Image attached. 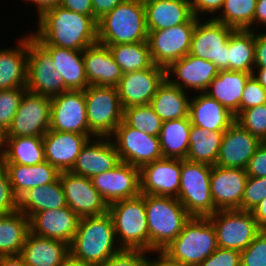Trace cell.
Returning a JSON list of instances; mask_svg holds the SVG:
<instances>
[{"label":"cell","instance_id":"83f0119b","mask_svg":"<svg viewBox=\"0 0 266 266\" xmlns=\"http://www.w3.org/2000/svg\"><path fill=\"white\" fill-rule=\"evenodd\" d=\"M193 97L190 98L188 112L192 125L211 131H225L235 122V115L205 92Z\"/></svg>","mask_w":266,"mask_h":266},{"label":"cell","instance_id":"2e32d148","mask_svg":"<svg viewBox=\"0 0 266 266\" xmlns=\"http://www.w3.org/2000/svg\"><path fill=\"white\" fill-rule=\"evenodd\" d=\"M166 78V68L155 64L144 70L123 74L117 86L122 108L150 104Z\"/></svg>","mask_w":266,"mask_h":266},{"label":"cell","instance_id":"f6af8a7d","mask_svg":"<svg viewBox=\"0 0 266 266\" xmlns=\"http://www.w3.org/2000/svg\"><path fill=\"white\" fill-rule=\"evenodd\" d=\"M27 88L0 90V127L7 132Z\"/></svg>","mask_w":266,"mask_h":266},{"label":"cell","instance_id":"11a10c76","mask_svg":"<svg viewBox=\"0 0 266 266\" xmlns=\"http://www.w3.org/2000/svg\"><path fill=\"white\" fill-rule=\"evenodd\" d=\"M255 62L254 68L266 67V32L255 31Z\"/></svg>","mask_w":266,"mask_h":266},{"label":"cell","instance_id":"9f6ffc18","mask_svg":"<svg viewBox=\"0 0 266 266\" xmlns=\"http://www.w3.org/2000/svg\"><path fill=\"white\" fill-rule=\"evenodd\" d=\"M59 5L83 15L93 16L91 0H60Z\"/></svg>","mask_w":266,"mask_h":266},{"label":"cell","instance_id":"5bb4252c","mask_svg":"<svg viewBox=\"0 0 266 266\" xmlns=\"http://www.w3.org/2000/svg\"><path fill=\"white\" fill-rule=\"evenodd\" d=\"M196 23H184L168 29L148 31V45L155 65L168 68L189 54Z\"/></svg>","mask_w":266,"mask_h":266},{"label":"cell","instance_id":"4fadbf2b","mask_svg":"<svg viewBox=\"0 0 266 266\" xmlns=\"http://www.w3.org/2000/svg\"><path fill=\"white\" fill-rule=\"evenodd\" d=\"M51 123V98L26 91L6 137L43 136Z\"/></svg>","mask_w":266,"mask_h":266},{"label":"cell","instance_id":"d4e9b609","mask_svg":"<svg viewBox=\"0 0 266 266\" xmlns=\"http://www.w3.org/2000/svg\"><path fill=\"white\" fill-rule=\"evenodd\" d=\"M89 139L85 134L49 129L43 135L45 160L59 172L70 171Z\"/></svg>","mask_w":266,"mask_h":266},{"label":"cell","instance_id":"8992f818","mask_svg":"<svg viewBox=\"0 0 266 266\" xmlns=\"http://www.w3.org/2000/svg\"><path fill=\"white\" fill-rule=\"evenodd\" d=\"M121 249L149 251L145 194L108 205Z\"/></svg>","mask_w":266,"mask_h":266},{"label":"cell","instance_id":"a7ac6f4b","mask_svg":"<svg viewBox=\"0 0 266 266\" xmlns=\"http://www.w3.org/2000/svg\"><path fill=\"white\" fill-rule=\"evenodd\" d=\"M137 1L145 3V2L150 1V0H137Z\"/></svg>","mask_w":266,"mask_h":266},{"label":"cell","instance_id":"be15d7a7","mask_svg":"<svg viewBox=\"0 0 266 266\" xmlns=\"http://www.w3.org/2000/svg\"><path fill=\"white\" fill-rule=\"evenodd\" d=\"M0 266H28L20 255L0 256Z\"/></svg>","mask_w":266,"mask_h":266},{"label":"cell","instance_id":"b9f144b4","mask_svg":"<svg viewBox=\"0 0 266 266\" xmlns=\"http://www.w3.org/2000/svg\"><path fill=\"white\" fill-rule=\"evenodd\" d=\"M257 0H224L218 16L213 19L236 29L247 30L254 20Z\"/></svg>","mask_w":266,"mask_h":266},{"label":"cell","instance_id":"4dcf8cb0","mask_svg":"<svg viewBox=\"0 0 266 266\" xmlns=\"http://www.w3.org/2000/svg\"><path fill=\"white\" fill-rule=\"evenodd\" d=\"M251 75L244 72L219 70L205 93L221 103L236 117L240 113L245 84Z\"/></svg>","mask_w":266,"mask_h":266},{"label":"cell","instance_id":"8fae6325","mask_svg":"<svg viewBox=\"0 0 266 266\" xmlns=\"http://www.w3.org/2000/svg\"><path fill=\"white\" fill-rule=\"evenodd\" d=\"M208 218L215 228L217 244L221 248L242 251L261 231L252 212L244 210H218Z\"/></svg>","mask_w":266,"mask_h":266},{"label":"cell","instance_id":"277c9868","mask_svg":"<svg viewBox=\"0 0 266 266\" xmlns=\"http://www.w3.org/2000/svg\"><path fill=\"white\" fill-rule=\"evenodd\" d=\"M149 250H163L192 217L175 197L145 195Z\"/></svg>","mask_w":266,"mask_h":266},{"label":"cell","instance_id":"03108f58","mask_svg":"<svg viewBox=\"0 0 266 266\" xmlns=\"http://www.w3.org/2000/svg\"><path fill=\"white\" fill-rule=\"evenodd\" d=\"M6 145V131L0 127V160L3 158Z\"/></svg>","mask_w":266,"mask_h":266},{"label":"cell","instance_id":"836d02e7","mask_svg":"<svg viewBox=\"0 0 266 266\" xmlns=\"http://www.w3.org/2000/svg\"><path fill=\"white\" fill-rule=\"evenodd\" d=\"M66 206V197L59 177L52 183L28 190L18 199V210L29 219L40 211Z\"/></svg>","mask_w":266,"mask_h":266},{"label":"cell","instance_id":"91938a15","mask_svg":"<svg viewBox=\"0 0 266 266\" xmlns=\"http://www.w3.org/2000/svg\"><path fill=\"white\" fill-rule=\"evenodd\" d=\"M261 24L266 28V0H257L253 24L247 30L255 31L254 26Z\"/></svg>","mask_w":266,"mask_h":266},{"label":"cell","instance_id":"db71d44e","mask_svg":"<svg viewBox=\"0 0 266 266\" xmlns=\"http://www.w3.org/2000/svg\"><path fill=\"white\" fill-rule=\"evenodd\" d=\"M223 2L224 0H190L192 13L198 19L202 18V13L212 14L209 18L213 19V16H217V12L221 11Z\"/></svg>","mask_w":266,"mask_h":266},{"label":"cell","instance_id":"60d3db41","mask_svg":"<svg viewBox=\"0 0 266 266\" xmlns=\"http://www.w3.org/2000/svg\"><path fill=\"white\" fill-rule=\"evenodd\" d=\"M108 47L123 74L144 70L154 65L148 42L115 44Z\"/></svg>","mask_w":266,"mask_h":266},{"label":"cell","instance_id":"d6986e66","mask_svg":"<svg viewBox=\"0 0 266 266\" xmlns=\"http://www.w3.org/2000/svg\"><path fill=\"white\" fill-rule=\"evenodd\" d=\"M182 159L162 158L140 168V192L145 195L177 198Z\"/></svg>","mask_w":266,"mask_h":266},{"label":"cell","instance_id":"6f0895ef","mask_svg":"<svg viewBox=\"0 0 266 266\" xmlns=\"http://www.w3.org/2000/svg\"><path fill=\"white\" fill-rule=\"evenodd\" d=\"M123 1L124 0H91L94 18L98 21Z\"/></svg>","mask_w":266,"mask_h":266},{"label":"cell","instance_id":"5b68a950","mask_svg":"<svg viewBox=\"0 0 266 266\" xmlns=\"http://www.w3.org/2000/svg\"><path fill=\"white\" fill-rule=\"evenodd\" d=\"M217 248L216 231L209 218L191 217L163 250L185 266H198Z\"/></svg>","mask_w":266,"mask_h":266},{"label":"cell","instance_id":"7dc6e473","mask_svg":"<svg viewBox=\"0 0 266 266\" xmlns=\"http://www.w3.org/2000/svg\"><path fill=\"white\" fill-rule=\"evenodd\" d=\"M266 198V177H248L240 210L251 212Z\"/></svg>","mask_w":266,"mask_h":266},{"label":"cell","instance_id":"bcb514c9","mask_svg":"<svg viewBox=\"0 0 266 266\" xmlns=\"http://www.w3.org/2000/svg\"><path fill=\"white\" fill-rule=\"evenodd\" d=\"M241 266H266V230H261L251 244L240 251Z\"/></svg>","mask_w":266,"mask_h":266},{"label":"cell","instance_id":"7402d4cb","mask_svg":"<svg viewBox=\"0 0 266 266\" xmlns=\"http://www.w3.org/2000/svg\"><path fill=\"white\" fill-rule=\"evenodd\" d=\"M262 141L236 121L224 131L216 165L245 169Z\"/></svg>","mask_w":266,"mask_h":266},{"label":"cell","instance_id":"e7e4bbea","mask_svg":"<svg viewBox=\"0 0 266 266\" xmlns=\"http://www.w3.org/2000/svg\"><path fill=\"white\" fill-rule=\"evenodd\" d=\"M261 86L266 90V67L265 68H254L252 74Z\"/></svg>","mask_w":266,"mask_h":266},{"label":"cell","instance_id":"30bf717a","mask_svg":"<svg viewBox=\"0 0 266 266\" xmlns=\"http://www.w3.org/2000/svg\"><path fill=\"white\" fill-rule=\"evenodd\" d=\"M235 29L215 19L196 18L189 54L228 70V39Z\"/></svg>","mask_w":266,"mask_h":266},{"label":"cell","instance_id":"89a4df30","mask_svg":"<svg viewBox=\"0 0 266 266\" xmlns=\"http://www.w3.org/2000/svg\"><path fill=\"white\" fill-rule=\"evenodd\" d=\"M262 142H263L264 144H266V137L262 140Z\"/></svg>","mask_w":266,"mask_h":266},{"label":"cell","instance_id":"c3c4849f","mask_svg":"<svg viewBox=\"0 0 266 266\" xmlns=\"http://www.w3.org/2000/svg\"><path fill=\"white\" fill-rule=\"evenodd\" d=\"M18 210V199L12 191L6 166L0 160V215H7Z\"/></svg>","mask_w":266,"mask_h":266},{"label":"cell","instance_id":"74e56055","mask_svg":"<svg viewBox=\"0 0 266 266\" xmlns=\"http://www.w3.org/2000/svg\"><path fill=\"white\" fill-rule=\"evenodd\" d=\"M191 125L189 117L163 121L159 134L163 158L186 159Z\"/></svg>","mask_w":266,"mask_h":266},{"label":"cell","instance_id":"ffe728a7","mask_svg":"<svg viewBox=\"0 0 266 266\" xmlns=\"http://www.w3.org/2000/svg\"><path fill=\"white\" fill-rule=\"evenodd\" d=\"M218 72L219 69L211 61L187 54L166 69V76L173 85L187 93L189 89L202 93Z\"/></svg>","mask_w":266,"mask_h":266},{"label":"cell","instance_id":"6da1fadb","mask_svg":"<svg viewBox=\"0 0 266 266\" xmlns=\"http://www.w3.org/2000/svg\"><path fill=\"white\" fill-rule=\"evenodd\" d=\"M37 20V31L31 35L42 46L83 51L98 42V21L94 16L83 15L58 5Z\"/></svg>","mask_w":266,"mask_h":266},{"label":"cell","instance_id":"7c38bea8","mask_svg":"<svg viewBox=\"0 0 266 266\" xmlns=\"http://www.w3.org/2000/svg\"><path fill=\"white\" fill-rule=\"evenodd\" d=\"M121 162L141 168L163 158L159 136L149 135L122 121L110 136Z\"/></svg>","mask_w":266,"mask_h":266},{"label":"cell","instance_id":"94428289","mask_svg":"<svg viewBox=\"0 0 266 266\" xmlns=\"http://www.w3.org/2000/svg\"><path fill=\"white\" fill-rule=\"evenodd\" d=\"M251 212L257 222L258 227L261 230H266V198L262 200Z\"/></svg>","mask_w":266,"mask_h":266},{"label":"cell","instance_id":"1f68e13d","mask_svg":"<svg viewBox=\"0 0 266 266\" xmlns=\"http://www.w3.org/2000/svg\"><path fill=\"white\" fill-rule=\"evenodd\" d=\"M12 191L19 199L28 190L54 182L60 172L46 160L33 166L5 164Z\"/></svg>","mask_w":266,"mask_h":266},{"label":"cell","instance_id":"ab89813d","mask_svg":"<svg viewBox=\"0 0 266 266\" xmlns=\"http://www.w3.org/2000/svg\"><path fill=\"white\" fill-rule=\"evenodd\" d=\"M223 134L224 131H211L191 125L186 159L211 166L216 165Z\"/></svg>","mask_w":266,"mask_h":266},{"label":"cell","instance_id":"6125c7cd","mask_svg":"<svg viewBox=\"0 0 266 266\" xmlns=\"http://www.w3.org/2000/svg\"><path fill=\"white\" fill-rule=\"evenodd\" d=\"M28 3L34 4L37 8L38 18L42 16L46 11L54 9L59 5L60 0H25Z\"/></svg>","mask_w":266,"mask_h":266},{"label":"cell","instance_id":"cb8c5ba5","mask_svg":"<svg viewBox=\"0 0 266 266\" xmlns=\"http://www.w3.org/2000/svg\"><path fill=\"white\" fill-rule=\"evenodd\" d=\"M80 217L68 206L43 210L30 218V232L34 235L71 244Z\"/></svg>","mask_w":266,"mask_h":266},{"label":"cell","instance_id":"d590c367","mask_svg":"<svg viewBox=\"0 0 266 266\" xmlns=\"http://www.w3.org/2000/svg\"><path fill=\"white\" fill-rule=\"evenodd\" d=\"M30 232V219L20 210L0 215V256L20 255Z\"/></svg>","mask_w":266,"mask_h":266},{"label":"cell","instance_id":"681fc988","mask_svg":"<svg viewBox=\"0 0 266 266\" xmlns=\"http://www.w3.org/2000/svg\"><path fill=\"white\" fill-rule=\"evenodd\" d=\"M151 253L144 250L122 249L112 255L103 263L95 266H147V254Z\"/></svg>","mask_w":266,"mask_h":266},{"label":"cell","instance_id":"8d00e7d4","mask_svg":"<svg viewBox=\"0 0 266 266\" xmlns=\"http://www.w3.org/2000/svg\"><path fill=\"white\" fill-rule=\"evenodd\" d=\"M255 31L236 29L228 39V70L253 74Z\"/></svg>","mask_w":266,"mask_h":266},{"label":"cell","instance_id":"7a4b0ae2","mask_svg":"<svg viewBox=\"0 0 266 266\" xmlns=\"http://www.w3.org/2000/svg\"><path fill=\"white\" fill-rule=\"evenodd\" d=\"M69 249L72 260L89 266L101 264L121 251L111 215L107 212L99 216L80 217Z\"/></svg>","mask_w":266,"mask_h":266},{"label":"cell","instance_id":"f35d334b","mask_svg":"<svg viewBox=\"0 0 266 266\" xmlns=\"http://www.w3.org/2000/svg\"><path fill=\"white\" fill-rule=\"evenodd\" d=\"M4 164L33 166L45 161L43 136L6 137Z\"/></svg>","mask_w":266,"mask_h":266},{"label":"cell","instance_id":"f1b7e54d","mask_svg":"<svg viewBox=\"0 0 266 266\" xmlns=\"http://www.w3.org/2000/svg\"><path fill=\"white\" fill-rule=\"evenodd\" d=\"M20 256L28 266H61L70 258L69 244L29 232Z\"/></svg>","mask_w":266,"mask_h":266},{"label":"cell","instance_id":"603a6c76","mask_svg":"<svg viewBox=\"0 0 266 266\" xmlns=\"http://www.w3.org/2000/svg\"><path fill=\"white\" fill-rule=\"evenodd\" d=\"M120 162L110 137H94L83 146L70 172L91 179L113 169Z\"/></svg>","mask_w":266,"mask_h":266},{"label":"cell","instance_id":"ba28073f","mask_svg":"<svg viewBox=\"0 0 266 266\" xmlns=\"http://www.w3.org/2000/svg\"><path fill=\"white\" fill-rule=\"evenodd\" d=\"M84 95L89 131L95 137H110L123 121L117 87L89 85Z\"/></svg>","mask_w":266,"mask_h":266},{"label":"cell","instance_id":"e0dca14e","mask_svg":"<svg viewBox=\"0 0 266 266\" xmlns=\"http://www.w3.org/2000/svg\"><path fill=\"white\" fill-rule=\"evenodd\" d=\"M67 206L79 217L99 216L108 212V204L94 188L90 178L70 171L59 174Z\"/></svg>","mask_w":266,"mask_h":266},{"label":"cell","instance_id":"003e7915","mask_svg":"<svg viewBox=\"0 0 266 266\" xmlns=\"http://www.w3.org/2000/svg\"><path fill=\"white\" fill-rule=\"evenodd\" d=\"M61 266H89L77 261L72 260L71 258H69L65 263H63Z\"/></svg>","mask_w":266,"mask_h":266},{"label":"cell","instance_id":"7bdbcfd3","mask_svg":"<svg viewBox=\"0 0 266 266\" xmlns=\"http://www.w3.org/2000/svg\"><path fill=\"white\" fill-rule=\"evenodd\" d=\"M123 121L128 126L153 136H159L163 124L149 104L124 108Z\"/></svg>","mask_w":266,"mask_h":266},{"label":"cell","instance_id":"816d5d0a","mask_svg":"<svg viewBox=\"0 0 266 266\" xmlns=\"http://www.w3.org/2000/svg\"><path fill=\"white\" fill-rule=\"evenodd\" d=\"M198 266H241L240 251L218 247Z\"/></svg>","mask_w":266,"mask_h":266},{"label":"cell","instance_id":"f5cc1de1","mask_svg":"<svg viewBox=\"0 0 266 266\" xmlns=\"http://www.w3.org/2000/svg\"><path fill=\"white\" fill-rule=\"evenodd\" d=\"M245 170L248 177H266V144L259 145Z\"/></svg>","mask_w":266,"mask_h":266},{"label":"cell","instance_id":"ac0fdd59","mask_svg":"<svg viewBox=\"0 0 266 266\" xmlns=\"http://www.w3.org/2000/svg\"><path fill=\"white\" fill-rule=\"evenodd\" d=\"M91 181L108 205L141 194L140 168L126 162H120L113 169L93 176Z\"/></svg>","mask_w":266,"mask_h":266},{"label":"cell","instance_id":"f907efd6","mask_svg":"<svg viewBox=\"0 0 266 266\" xmlns=\"http://www.w3.org/2000/svg\"><path fill=\"white\" fill-rule=\"evenodd\" d=\"M266 103V90L258 80L251 75L244 87L240 103V112L248 108Z\"/></svg>","mask_w":266,"mask_h":266},{"label":"cell","instance_id":"3957f363","mask_svg":"<svg viewBox=\"0 0 266 266\" xmlns=\"http://www.w3.org/2000/svg\"><path fill=\"white\" fill-rule=\"evenodd\" d=\"M98 43L105 46L147 42L144 3L124 0L98 20Z\"/></svg>","mask_w":266,"mask_h":266},{"label":"cell","instance_id":"9a60e30c","mask_svg":"<svg viewBox=\"0 0 266 266\" xmlns=\"http://www.w3.org/2000/svg\"><path fill=\"white\" fill-rule=\"evenodd\" d=\"M50 130L95 137L89 131L84 90H68L51 98Z\"/></svg>","mask_w":266,"mask_h":266},{"label":"cell","instance_id":"4316f807","mask_svg":"<svg viewBox=\"0 0 266 266\" xmlns=\"http://www.w3.org/2000/svg\"><path fill=\"white\" fill-rule=\"evenodd\" d=\"M85 74L89 85H119L123 76L121 68L116 64L108 46L93 44L83 50Z\"/></svg>","mask_w":266,"mask_h":266},{"label":"cell","instance_id":"484cf974","mask_svg":"<svg viewBox=\"0 0 266 266\" xmlns=\"http://www.w3.org/2000/svg\"><path fill=\"white\" fill-rule=\"evenodd\" d=\"M147 31L196 23L190 0H150L144 3Z\"/></svg>","mask_w":266,"mask_h":266},{"label":"cell","instance_id":"680465c9","mask_svg":"<svg viewBox=\"0 0 266 266\" xmlns=\"http://www.w3.org/2000/svg\"><path fill=\"white\" fill-rule=\"evenodd\" d=\"M150 252H155L158 256L156 259L147 256V266H185L170 257L164 250H150Z\"/></svg>","mask_w":266,"mask_h":266},{"label":"cell","instance_id":"9c48e42d","mask_svg":"<svg viewBox=\"0 0 266 266\" xmlns=\"http://www.w3.org/2000/svg\"><path fill=\"white\" fill-rule=\"evenodd\" d=\"M26 88L31 93L50 98L68 91L61 74L56 71L52 56L30 33Z\"/></svg>","mask_w":266,"mask_h":266},{"label":"cell","instance_id":"f546056e","mask_svg":"<svg viewBox=\"0 0 266 266\" xmlns=\"http://www.w3.org/2000/svg\"><path fill=\"white\" fill-rule=\"evenodd\" d=\"M17 40V47L0 48V90L26 88L28 35Z\"/></svg>","mask_w":266,"mask_h":266},{"label":"cell","instance_id":"52a82bcc","mask_svg":"<svg viewBox=\"0 0 266 266\" xmlns=\"http://www.w3.org/2000/svg\"><path fill=\"white\" fill-rule=\"evenodd\" d=\"M211 171V165L182 159L177 199L192 217H208L217 211L211 197Z\"/></svg>","mask_w":266,"mask_h":266},{"label":"cell","instance_id":"44dd1931","mask_svg":"<svg viewBox=\"0 0 266 266\" xmlns=\"http://www.w3.org/2000/svg\"><path fill=\"white\" fill-rule=\"evenodd\" d=\"M247 178L245 169L212 166L210 190L217 211L240 210Z\"/></svg>","mask_w":266,"mask_h":266},{"label":"cell","instance_id":"e575fe53","mask_svg":"<svg viewBox=\"0 0 266 266\" xmlns=\"http://www.w3.org/2000/svg\"><path fill=\"white\" fill-rule=\"evenodd\" d=\"M190 98L186 91L166 78L149 105L162 121L180 119L188 117Z\"/></svg>","mask_w":266,"mask_h":266},{"label":"cell","instance_id":"d6a6232c","mask_svg":"<svg viewBox=\"0 0 266 266\" xmlns=\"http://www.w3.org/2000/svg\"><path fill=\"white\" fill-rule=\"evenodd\" d=\"M52 56L53 62L68 90H85L89 84L85 74L83 51L43 46Z\"/></svg>","mask_w":266,"mask_h":266},{"label":"cell","instance_id":"ee69618b","mask_svg":"<svg viewBox=\"0 0 266 266\" xmlns=\"http://www.w3.org/2000/svg\"><path fill=\"white\" fill-rule=\"evenodd\" d=\"M235 121L262 141L266 137V103L242 110Z\"/></svg>","mask_w":266,"mask_h":266}]
</instances>
